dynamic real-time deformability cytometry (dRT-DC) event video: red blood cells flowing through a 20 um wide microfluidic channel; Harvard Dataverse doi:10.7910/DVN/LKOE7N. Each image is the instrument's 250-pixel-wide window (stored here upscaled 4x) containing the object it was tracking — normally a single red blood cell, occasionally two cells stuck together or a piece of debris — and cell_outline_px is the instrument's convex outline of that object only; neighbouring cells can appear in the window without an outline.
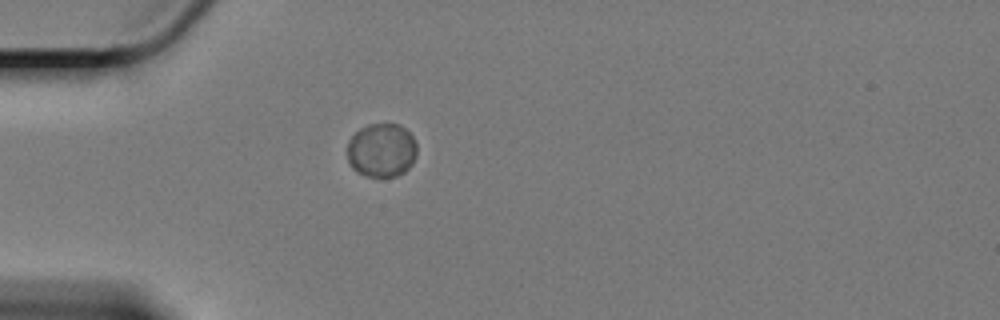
{"species": "Egyptian fruit bat (a non-hibernating species)", "species_latin": "Rousettus aegyptiacus", "temperature_condition": "cold", "stored_images_in_passage": 5, "camera_frame_rate_fps": 3000, "um_per_image_px": 0.085, "animal": {"sex": "female"}, "frame": {"image": 1, "passage_image": 1, "time_ms": 0.0, "image_size_px": [1000, 320], "cell_outline_px": [[416, 152], [412, 164], [404, 172], [396, 176], [364, 176], [356, 172], [352, 168], [348, 160], [348, 140], [360, 128], [368, 124], [400, 124], [412, 136], [416, 144]], "centroid_in_image_um": [32.42, 12.77], "position_along_channel_um": 52.6, "area_um2": 21.85}}